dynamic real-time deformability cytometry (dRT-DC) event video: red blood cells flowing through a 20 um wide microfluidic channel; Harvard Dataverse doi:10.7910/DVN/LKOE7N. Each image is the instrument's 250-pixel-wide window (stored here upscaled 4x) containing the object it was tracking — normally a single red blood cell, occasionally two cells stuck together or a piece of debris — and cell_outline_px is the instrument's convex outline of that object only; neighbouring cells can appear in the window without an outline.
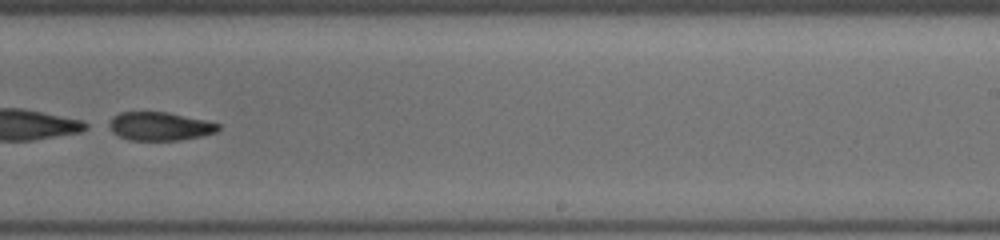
{"species": "common noctule bat (a hibernating species)", "species_latin": "Nyctalus noctula", "temperature_condition": "cold", "stored_images_in_passage": 51, "camera_frame_rate_fps": 3000, "um_per_image_px": 0.085, "animal": {"sex": "female", "body_mass_g": 19.5, "forearm_length_mm": 54.1}, "frame": {"image": 1, "passage_image": 35, "time_ms": 11.333, "image_size_px": [1000, 240], "cell_outline_px": [[220, 128], [216, 132], [204, 136], [180, 140], [128, 140], [112, 132], [104, 124], [112, 116], [120, 112], [168, 112], [208, 120], [220, 124]], "centroid_in_image_um": [13.55, 10.73], "position_along_channel_um": 275.4, "area_um2": 18.55}}
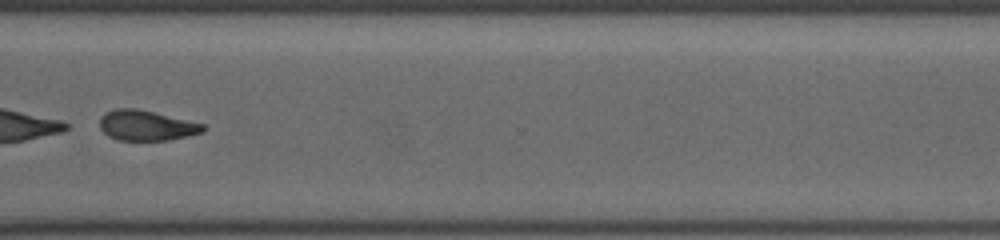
{"frame": {"image": 2, "passage_image": 41, "time_ms": 13.333, "image_size_px": [1000, 240], "cell_outline_px": [[204, 132], [168, 140], [116, 140], [108, 136], [100, 128], [100, 116], [116, 108], [136, 108], [204, 124]], "centroid_in_image_um": [12.41, 10.67], "position_along_channel_um": 358.2, "area_um2": 18.03}}
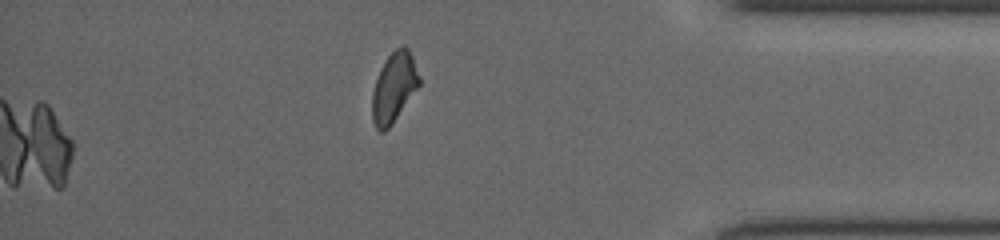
{"frame": {"image": 3, "passage_image": 51, "time_ms": 17.0, "image_size_px": [1000, 240], "cell_outline_px": [[420, 84], [392, 124], [384, 132], [380, 132], [376, 128], [372, 120], [372, 92], [380, 68], [388, 56], [396, 48], [404, 44], [408, 48], [412, 56], [420, 76]], "centroid_in_image_um": [33.48, 7.42], "position_along_channel_um": 401.7, "area_um2": 19.07}}